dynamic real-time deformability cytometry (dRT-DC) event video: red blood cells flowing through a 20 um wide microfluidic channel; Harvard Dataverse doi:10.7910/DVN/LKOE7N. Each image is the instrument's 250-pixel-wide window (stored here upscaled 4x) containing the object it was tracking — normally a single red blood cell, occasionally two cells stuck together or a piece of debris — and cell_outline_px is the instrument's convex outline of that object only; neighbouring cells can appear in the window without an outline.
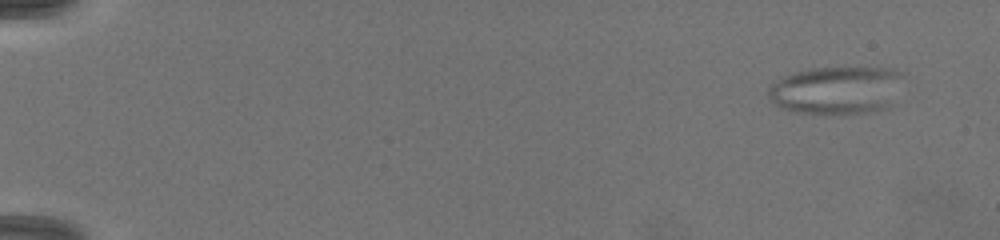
{"species": "common noctule bat (a hibernating species)", "species_latin": "Nyctalus noctula", "temperature_condition": "warm", "stored_images_in_passage": 24, "camera_frame_rate_fps": 3000, "um_per_image_px": 0.085, "animal": {"sex": "female", "body_mass_g": 19.5, "forearm_length_mm": 54.1}, "frame": {"image": 1, "passage_image": 1, "time_ms": 0.0, "image_size_px": [1000, 240], "cell_outline_px": [[904, 76], [888, 108], [864, 112], [800, 112], [780, 108], [768, 96], [768, 88], [772, 84], [796, 72], [816, 68], [892, 68], [904, 72]], "centroid_in_image_um": [71.15, 7.64], "position_along_channel_um": 13.9, "area_um2": 36.7}}
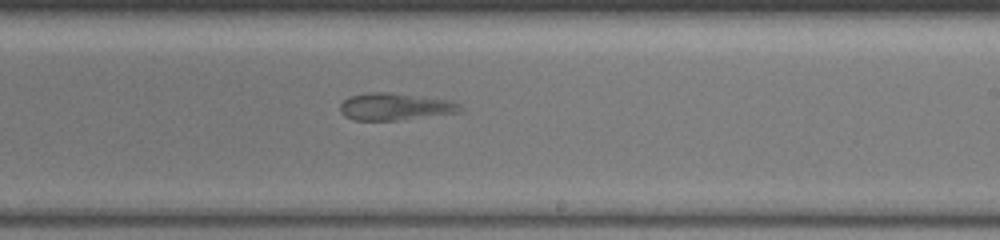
{"frame": {"image": 2, "passage_image": 15, "time_ms": 10.0, "image_size_px": [1000, 240], "cell_outline_px": [[464, 108], [460, 112], [400, 120], [356, 120], [344, 116], [340, 112], [340, 104], [348, 96], [368, 92], [392, 92], [448, 100], [460, 104]], "centroid_in_image_um": [33.56, 9.06], "position_along_channel_um": 255.4, "area_um2": 19.07}}
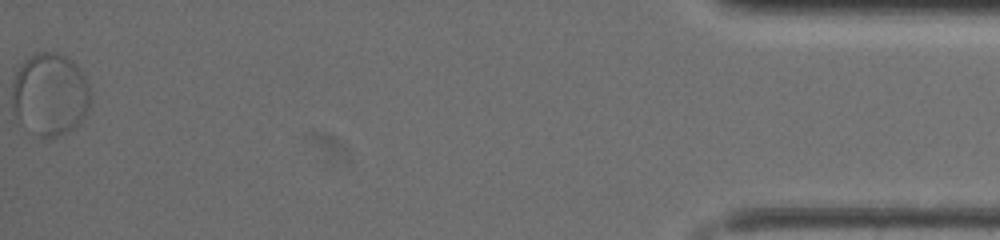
{"frame": {"image": 3, "passage_image": 24, "time_ms": 16.333, "image_size_px": [1000, 240], "cell_outline_px": [[88, 108], [80, 124], [56, 136], [40, 136], [16, 112], [12, 104], [12, 84], [16, 72], [24, 60], [36, 52], [56, 52], [72, 60], [84, 72], [88, 88]], "centroid_in_image_um": [4.27, 7.94], "position_along_channel_um": 430.9, "area_um2": 36.65}}